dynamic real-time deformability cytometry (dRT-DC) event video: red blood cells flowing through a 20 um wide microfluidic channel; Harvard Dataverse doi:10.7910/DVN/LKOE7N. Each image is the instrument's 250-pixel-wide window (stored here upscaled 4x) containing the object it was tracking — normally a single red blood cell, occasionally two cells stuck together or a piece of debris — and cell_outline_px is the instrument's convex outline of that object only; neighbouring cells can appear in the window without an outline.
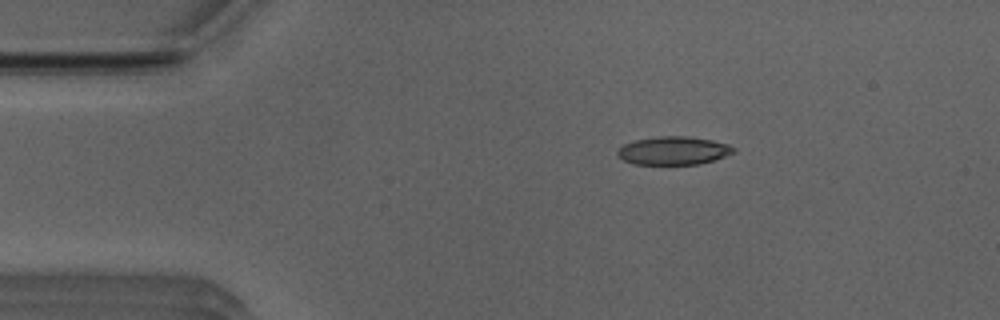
{"species": "Egyptian fruit bat (a non-hibernating species)", "species_latin": "Rousettus aegyptiacus", "temperature_condition": "room temperature", "stored_images_in_passage": 44, "camera_frame_rate_fps": 3000, "um_per_image_px": 0.085, "animal": {"sex": "male"}, "frame": {"image": 1, "passage_image": 1, "time_ms": 0.0, "image_size_px": [1000, 320], "cell_outline_px": [[736, 152], [700, 164], [632, 164], [624, 160], [616, 152], [624, 144], [636, 140], [660, 136], [688, 136], [712, 140], [728, 144], [736, 148]], "centroid_in_image_um": [57.27, 12.8], "position_along_channel_um": 27.7, "area_um2": 18.96}}
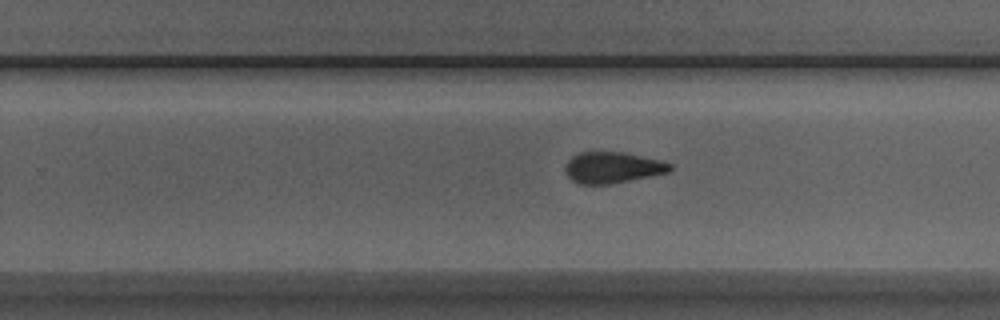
{"frame": {"image": 2, "passage_image": 24, "time_ms": 7.667, "image_size_px": [1000, 320], "cell_outline_px": [[672, 168], [668, 172], [608, 184], [576, 184], [564, 172], [564, 168], [568, 160], [572, 156], [580, 152], [620, 152], [660, 160], [672, 164]], "centroid_in_image_um": [52.0, 14.24], "position_along_channel_um": 277.8, "area_um2": 18.79}}
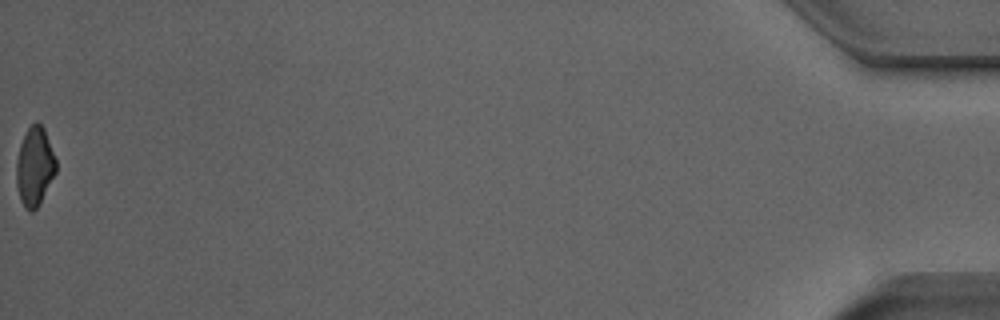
{"frame": {"image": 3, "passage_image": 44, "time_ms": 14.333, "image_size_px": [1000, 320], "cell_outline_px": [[56, 172], [40, 204], [32, 212], [24, 208], [20, 200], [16, 184], [16, 160], [20, 144], [28, 128], [36, 120], [44, 128], [56, 160]], "centroid_in_image_um": [2.93, 14.18], "position_along_channel_um": 432.3, "area_um2": 18.26}, "authors_computed_cell_mechanics": {"area_um2": 19.363, "velocity_mm_per_s": 3.9546, "shape_relaxation_time_tau1_ms": null, "shape_relaxation_time_tau2_ms": 1.7721, "deformation_change_tau1": null, "deformation_change_tau2": 0.0897}}